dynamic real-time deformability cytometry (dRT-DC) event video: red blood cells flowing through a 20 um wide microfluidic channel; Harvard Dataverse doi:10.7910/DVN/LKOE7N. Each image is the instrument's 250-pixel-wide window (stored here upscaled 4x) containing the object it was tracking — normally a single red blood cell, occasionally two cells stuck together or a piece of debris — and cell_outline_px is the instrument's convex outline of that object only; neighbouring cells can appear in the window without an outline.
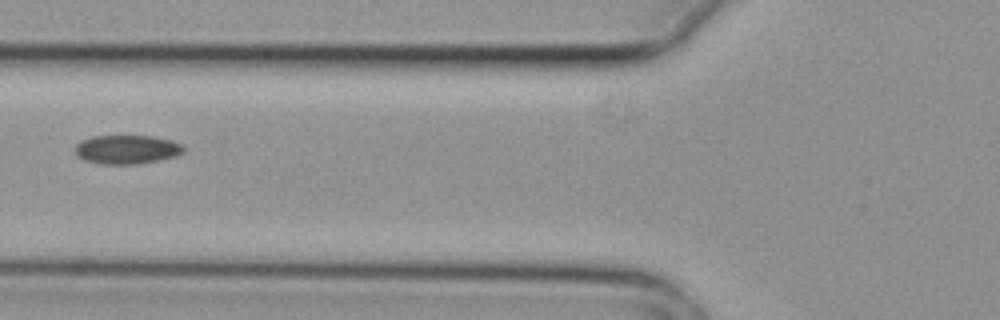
{"species": "common noctule bat (a hibernating species)", "species_latin": "Nyctalus noctula", "temperature_condition": "cold", "stored_images_in_passage": 3, "camera_frame_rate_fps": 3000, "um_per_image_px": 0.085, "animal": {"sex": "female", "body_mass_g": 29.2, "forearm_length_mm": 56.3}, "frame": {"image": 1, "passage_image": 2, "time_ms": 0.333, "image_size_px": [1000, 320], "cell_outline_px": [[184, 152], [176, 156], [160, 160], [140, 164], [100, 164], [84, 160], [76, 156], [76, 144], [80, 140], [92, 136], [152, 136], [172, 140], [184, 144]], "centroid_in_image_um": [10.8, 12.71], "position_along_channel_um": 115.0, "area_um2": 18.55}}
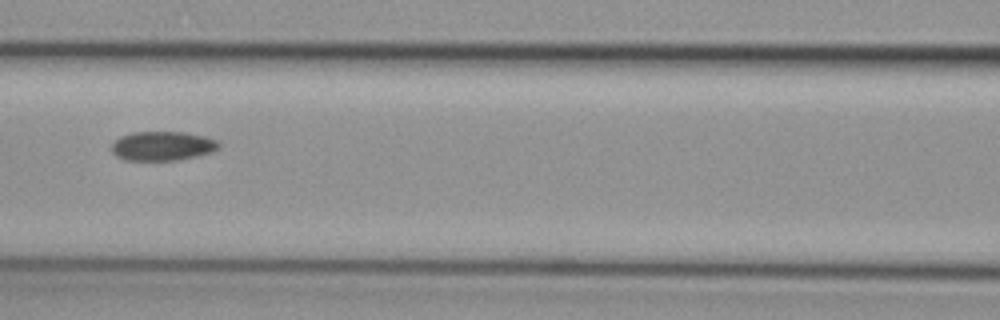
{"frame": {"image": 2, "passage_image": 3, "time_ms": 0.667, "image_size_px": [1000, 320], "cell_outline_px": [[220, 148], [212, 152], [196, 156], [176, 160], [124, 160], [116, 156], [112, 152], [112, 144], [120, 136], [132, 132], [184, 132], [204, 136], [216, 140], [220, 144]], "centroid_in_image_um": [13.81, 12.4], "position_along_channel_um": 152.8, "area_um2": 18.26}}